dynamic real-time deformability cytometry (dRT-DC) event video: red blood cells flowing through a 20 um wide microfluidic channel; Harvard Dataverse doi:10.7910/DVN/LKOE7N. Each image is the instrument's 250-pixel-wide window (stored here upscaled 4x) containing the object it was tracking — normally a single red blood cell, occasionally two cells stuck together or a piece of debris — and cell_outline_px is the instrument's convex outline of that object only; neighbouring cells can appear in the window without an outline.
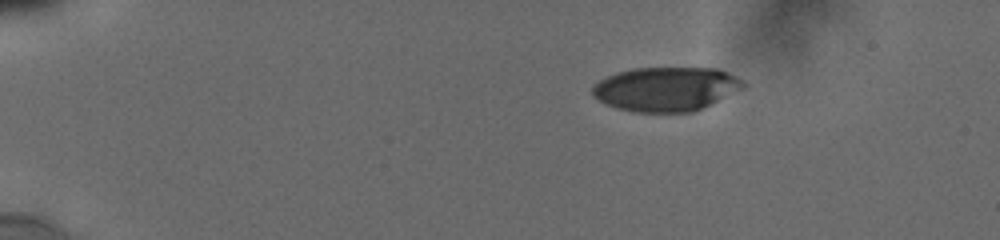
{"species": "human", "species_latin": "Homo sapiens", "temperature_condition": "cold", "stored_images_in_passage": 18, "camera_frame_rate_fps": 3000, "um_per_image_px": 0.085, "donor": {"sex": "male"}, "frame": {"image": 1, "passage_image": 1, "time_ms": 0.0, "image_size_px": [1000, 240], "cell_outline_px": [[748, 84], [744, 88], [692, 112], [636, 112], [616, 108], [592, 96], [592, 84], [616, 72], [632, 68], [716, 68], [728, 72], [744, 80]], "centroid_in_image_um": [56.62, 7.55], "position_along_channel_um": 28.4, "area_um2": 38.84}}
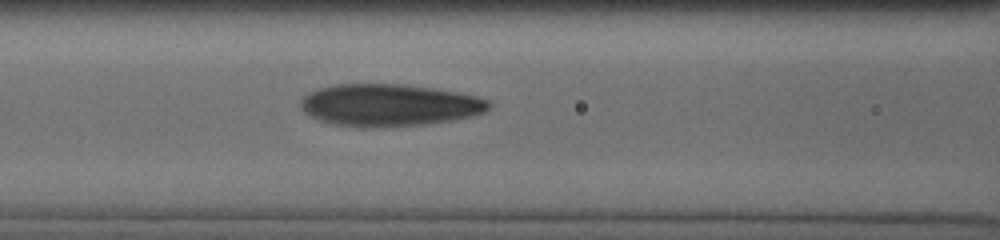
{"frame": {"image": 2, "passage_image": 11, "time_ms": 5.333, "image_size_px": [1000, 240], "cell_outline_px": [[492, 108], [476, 116], [428, 124], [384, 128], [360, 128], [332, 124], [320, 120], [304, 112], [300, 108], [300, 100], [308, 92], [320, 88], [336, 84], [404, 84], [436, 88], [476, 96], [488, 100], [492, 104]], "centroid_in_image_um": [33.11, 8.95], "position_along_channel_um": 133.5, "area_um2": 46.99}}
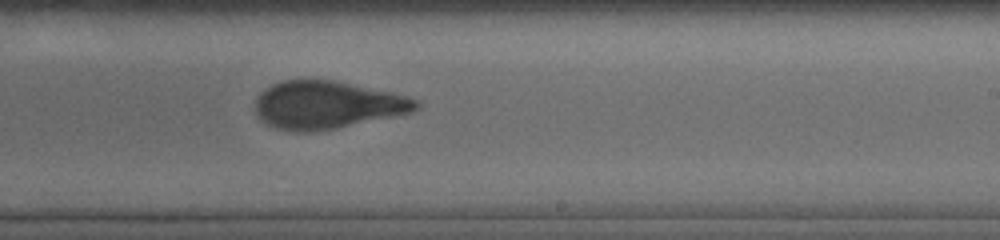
{"frame": {"image": 3, "passage_image": 18, "time_ms": 8.667, "image_size_px": [1000, 240], "cell_outline_px": [[420, 108], [412, 112], [336, 128], [312, 132], [296, 132], [276, 128], [260, 120], [256, 116], [256, 96], [264, 88], [272, 84], [284, 80], [332, 80], [392, 92], [408, 96], [420, 100]], "centroid_in_image_um": [27.79, 8.92], "position_along_channel_um": 261.2, "area_um2": 44.8}}